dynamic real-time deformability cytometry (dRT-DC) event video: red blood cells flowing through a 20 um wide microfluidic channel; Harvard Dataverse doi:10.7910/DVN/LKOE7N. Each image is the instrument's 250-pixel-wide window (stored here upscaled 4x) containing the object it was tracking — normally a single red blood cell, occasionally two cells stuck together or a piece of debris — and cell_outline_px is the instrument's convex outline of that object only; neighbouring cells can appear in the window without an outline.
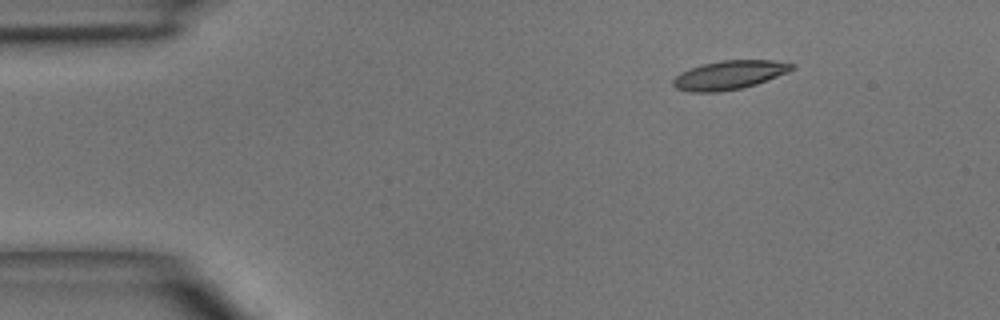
{"species": "common noctule bat (a hibernating species)", "species_latin": "Nyctalus noctula", "temperature_condition": "room temperature", "stored_images_in_passage": 3, "camera_frame_rate_fps": 3000, "um_per_image_px": 0.085, "animal": {"sex": "male", "body_mass_g": 15.6}, "frame": {"image": 1, "passage_image": 1, "time_ms": 0.0, "image_size_px": [1000, 320], "cell_outline_px": [[796, 68], [788, 72], [756, 84], [740, 88], [720, 92], [688, 92], [676, 88], [672, 84], [672, 80], [680, 72], [704, 64], [724, 60], [772, 60], [796, 64]], "centroid_in_image_um": [62.0, 6.38], "position_along_channel_um": 23.0, "area_um2": 19.88}}
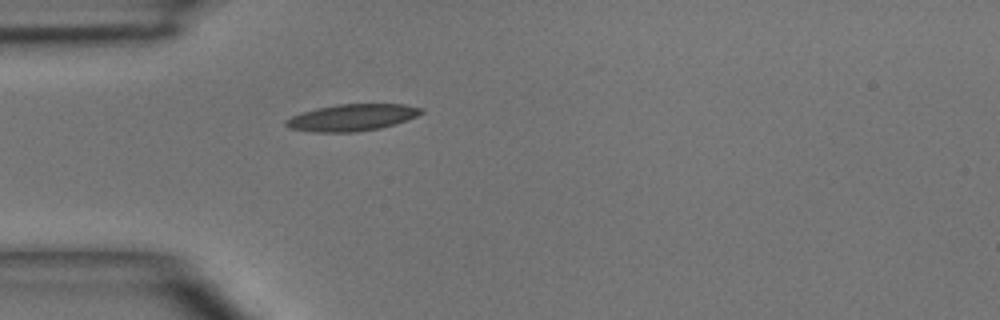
{"frame": {"image": 2, "passage_image": 3, "time_ms": 2.333, "image_size_px": [1000, 320], "cell_outline_px": [[424, 112], [408, 120], [380, 128], [352, 132], [316, 132], [292, 128], [284, 124], [284, 120], [300, 112], [316, 108], [336, 104], [404, 104], [424, 108]], "centroid_in_image_um": [29.93, 9.97], "position_along_channel_um": 55.1, "area_um2": 21.1}}